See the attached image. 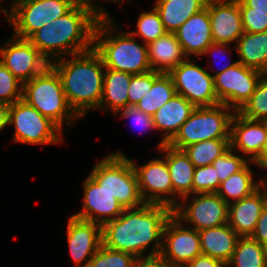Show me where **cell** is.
I'll return each mask as SVG.
<instances>
[{
  "label": "cell",
  "mask_w": 267,
  "mask_h": 267,
  "mask_svg": "<svg viewBox=\"0 0 267 267\" xmlns=\"http://www.w3.org/2000/svg\"><path fill=\"white\" fill-rule=\"evenodd\" d=\"M227 267H267V248L251 237H240Z\"/></svg>",
  "instance_id": "cell-31"
},
{
  "label": "cell",
  "mask_w": 267,
  "mask_h": 267,
  "mask_svg": "<svg viewBox=\"0 0 267 267\" xmlns=\"http://www.w3.org/2000/svg\"><path fill=\"white\" fill-rule=\"evenodd\" d=\"M159 151L167 162L173 187V208L179 200L193 194L195 167L183 150L165 144Z\"/></svg>",
  "instance_id": "cell-22"
},
{
  "label": "cell",
  "mask_w": 267,
  "mask_h": 267,
  "mask_svg": "<svg viewBox=\"0 0 267 267\" xmlns=\"http://www.w3.org/2000/svg\"><path fill=\"white\" fill-rule=\"evenodd\" d=\"M207 0H155L166 32L174 33L189 17L205 8Z\"/></svg>",
  "instance_id": "cell-26"
},
{
  "label": "cell",
  "mask_w": 267,
  "mask_h": 267,
  "mask_svg": "<svg viewBox=\"0 0 267 267\" xmlns=\"http://www.w3.org/2000/svg\"><path fill=\"white\" fill-rule=\"evenodd\" d=\"M70 57L56 59L50 65L61 78L67 102L82 119L100 106L105 67L93 48Z\"/></svg>",
  "instance_id": "cell-3"
},
{
  "label": "cell",
  "mask_w": 267,
  "mask_h": 267,
  "mask_svg": "<svg viewBox=\"0 0 267 267\" xmlns=\"http://www.w3.org/2000/svg\"><path fill=\"white\" fill-rule=\"evenodd\" d=\"M8 125L14 126V143L55 145L63 142V131L22 99L10 105Z\"/></svg>",
  "instance_id": "cell-8"
},
{
  "label": "cell",
  "mask_w": 267,
  "mask_h": 267,
  "mask_svg": "<svg viewBox=\"0 0 267 267\" xmlns=\"http://www.w3.org/2000/svg\"><path fill=\"white\" fill-rule=\"evenodd\" d=\"M261 186L264 188V190L266 191V194H267V178L262 179Z\"/></svg>",
  "instance_id": "cell-52"
},
{
  "label": "cell",
  "mask_w": 267,
  "mask_h": 267,
  "mask_svg": "<svg viewBox=\"0 0 267 267\" xmlns=\"http://www.w3.org/2000/svg\"><path fill=\"white\" fill-rule=\"evenodd\" d=\"M82 210L72 216L81 220L103 225L120 216L124 208L103 186L90 175L83 181Z\"/></svg>",
  "instance_id": "cell-16"
},
{
  "label": "cell",
  "mask_w": 267,
  "mask_h": 267,
  "mask_svg": "<svg viewBox=\"0 0 267 267\" xmlns=\"http://www.w3.org/2000/svg\"><path fill=\"white\" fill-rule=\"evenodd\" d=\"M201 254L199 232L172 214L163 230L162 249L158 257L167 267H184Z\"/></svg>",
  "instance_id": "cell-12"
},
{
  "label": "cell",
  "mask_w": 267,
  "mask_h": 267,
  "mask_svg": "<svg viewBox=\"0 0 267 267\" xmlns=\"http://www.w3.org/2000/svg\"><path fill=\"white\" fill-rule=\"evenodd\" d=\"M176 95L171 76L153 70L151 90L138 102L136 107L146 114L153 116L165 103Z\"/></svg>",
  "instance_id": "cell-30"
},
{
  "label": "cell",
  "mask_w": 267,
  "mask_h": 267,
  "mask_svg": "<svg viewBox=\"0 0 267 267\" xmlns=\"http://www.w3.org/2000/svg\"><path fill=\"white\" fill-rule=\"evenodd\" d=\"M119 114L121 115L120 117L123 119H131L135 128L138 126L139 128L141 127V129L145 131L156 129L153 121V116L146 114L143 111H140L134 105H127L123 109L118 110L114 114V116L116 117Z\"/></svg>",
  "instance_id": "cell-41"
},
{
  "label": "cell",
  "mask_w": 267,
  "mask_h": 267,
  "mask_svg": "<svg viewBox=\"0 0 267 267\" xmlns=\"http://www.w3.org/2000/svg\"><path fill=\"white\" fill-rule=\"evenodd\" d=\"M172 214L173 209L162 204L145 203L124 209L120 216L102 225V244L115 251L131 253L136 258L158 257L163 230ZM150 246H153L151 250Z\"/></svg>",
  "instance_id": "cell-1"
},
{
  "label": "cell",
  "mask_w": 267,
  "mask_h": 267,
  "mask_svg": "<svg viewBox=\"0 0 267 267\" xmlns=\"http://www.w3.org/2000/svg\"><path fill=\"white\" fill-rule=\"evenodd\" d=\"M231 44H228V43H215L213 42L204 52V55H213L218 53V55L220 56V54L222 55H226L228 53V51L232 52V49H231ZM229 61V60H228ZM239 62L238 60L237 61H233V62H228L226 64V66H223L222 68H219L216 70L215 74H212L211 75L214 77L215 75L219 74V73H222L223 71L227 70L228 68H231L235 65H237Z\"/></svg>",
  "instance_id": "cell-42"
},
{
  "label": "cell",
  "mask_w": 267,
  "mask_h": 267,
  "mask_svg": "<svg viewBox=\"0 0 267 267\" xmlns=\"http://www.w3.org/2000/svg\"><path fill=\"white\" fill-rule=\"evenodd\" d=\"M136 259L131 253L115 251L102 244L87 267H131Z\"/></svg>",
  "instance_id": "cell-35"
},
{
  "label": "cell",
  "mask_w": 267,
  "mask_h": 267,
  "mask_svg": "<svg viewBox=\"0 0 267 267\" xmlns=\"http://www.w3.org/2000/svg\"><path fill=\"white\" fill-rule=\"evenodd\" d=\"M235 111L224 104L196 107L176 135L167 143L182 150L189 145L211 139H230Z\"/></svg>",
  "instance_id": "cell-7"
},
{
  "label": "cell",
  "mask_w": 267,
  "mask_h": 267,
  "mask_svg": "<svg viewBox=\"0 0 267 267\" xmlns=\"http://www.w3.org/2000/svg\"><path fill=\"white\" fill-rule=\"evenodd\" d=\"M24 0H13L11 3V5H10V8L9 9H1L2 10V13L3 14H5V19H6V22L8 21V18H9V14H10V10L12 9V8H14L18 3H20V2H23ZM1 2H2V0H1Z\"/></svg>",
  "instance_id": "cell-49"
},
{
  "label": "cell",
  "mask_w": 267,
  "mask_h": 267,
  "mask_svg": "<svg viewBox=\"0 0 267 267\" xmlns=\"http://www.w3.org/2000/svg\"><path fill=\"white\" fill-rule=\"evenodd\" d=\"M266 134L267 121L247 119L235 112L231 121L230 147L257 166Z\"/></svg>",
  "instance_id": "cell-17"
},
{
  "label": "cell",
  "mask_w": 267,
  "mask_h": 267,
  "mask_svg": "<svg viewBox=\"0 0 267 267\" xmlns=\"http://www.w3.org/2000/svg\"><path fill=\"white\" fill-rule=\"evenodd\" d=\"M75 4L74 0H24L10 10L7 22L13 27L14 36L28 39L45 24L63 16Z\"/></svg>",
  "instance_id": "cell-9"
},
{
  "label": "cell",
  "mask_w": 267,
  "mask_h": 267,
  "mask_svg": "<svg viewBox=\"0 0 267 267\" xmlns=\"http://www.w3.org/2000/svg\"><path fill=\"white\" fill-rule=\"evenodd\" d=\"M76 3H81V4H85V5H89L92 8H94L95 10H97L102 16H109L108 12H106V8H104L102 5L100 6V4H96L97 1L100 0H74ZM102 1V0H101ZM103 1H110V0H103ZM114 3H118L117 5H122L120 0H111ZM96 2V3H95Z\"/></svg>",
  "instance_id": "cell-47"
},
{
  "label": "cell",
  "mask_w": 267,
  "mask_h": 267,
  "mask_svg": "<svg viewBox=\"0 0 267 267\" xmlns=\"http://www.w3.org/2000/svg\"><path fill=\"white\" fill-rule=\"evenodd\" d=\"M233 47L239 56V63L267 73V31L244 32Z\"/></svg>",
  "instance_id": "cell-27"
},
{
  "label": "cell",
  "mask_w": 267,
  "mask_h": 267,
  "mask_svg": "<svg viewBox=\"0 0 267 267\" xmlns=\"http://www.w3.org/2000/svg\"><path fill=\"white\" fill-rule=\"evenodd\" d=\"M89 175L116 198L124 209L145 204L131 160L124 152H112L96 161Z\"/></svg>",
  "instance_id": "cell-6"
},
{
  "label": "cell",
  "mask_w": 267,
  "mask_h": 267,
  "mask_svg": "<svg viewBox=\"0 0 267 267\" xmlns=\"http://www.w3.org/2000/svg\"><path fill=\"white\" fill-rule=\"evenodd\" d=\"M240 12L244 32L267 31V12L252 11V8H240Z\"/></svg>",
  "instance_id": "cell-40"
},
{
  "label": "cell",
  "mask_w": 267,
  "mask_h": 267,
  "mask_svg": "<svg viewBox=\"0 0 267 267\" xmlns=\"http://www.w3.org/2000/svg\"><path fill=\"white\" fill-rule=\"evenodd\" d=\"M239 8H252V11L267 12V0H238Z\"/></svg>",
  "instance_id": "cell-46"
},
{
  "label": "cell",
  "mask_w": 267,
  "mask_h": 267,
  "mask_svg": "<svg viewBox=\"0 0 267 267\" xmlns=\"http://www.w3.org/2000/svg\"><path fill=\"white\" fill-rule=\"evenodd\" d=\"M267 156V134H266V140L264 141V144L262 146V151L260 153V162Z\"/></svg>",
  "instance_id": "cell-50"
},
{
  "label": "cell",
  "mask_w": 267,
  "mask_h": 267,
  "mask_svg": "<svg viewBox=\"0 0 267 267\" xmlns=\"http://www.w3.org/2000/svg\"><path fill=\"white\" fill-rule=\"evenodd\" d=\"M101 17L91 6L76 3L63 16L35 31L28 40L49 63L80 54L93 48L94 31Z\"/></svg>",
  "instance_id": "cell-2"
},
{
  "label": "cell",
  "mask_w": 267,
  "mask_h": 267,
  "mask_svg": "<svg viewBox=\"0 0 267 267\" xmlns=\"http://www.w3.org/2000/svg\"><path fill=\"white\" fill-rule=\"evenodd\" d=\"M22 100L49 118L62 131L81 119L70 107L59 74L49 65L42 73L23 83ZM66 121V122H65Z\"/></svg>",
  "instance_id": "cell-5"
},
{
  "label": "cell",
  "mask_w": 267,
  "mask_h": 267,
  "mask_svg": "<svg viewBox=\"0 0 267 267\" xmlns=\"http://www.w3.org/2000/svg\"><path fill=\"white\" fill-rule=\"evenodd\" d=\"M229 148L230 139H211L189 145L182 150L196 168L211 165Z\"/></svg>",
  "instance_id": "cell-32"
},
{
  "label": "cell",
  "mask_w": 267,
  "mask_h": 267,
  "mask_svg": "<svg viewBox=\"0 0 267 267\" xmlns=\"http://www.w3.org/2000/svg\"><path fill=\"white\" fill-rule=\"evenodd\" d=\"M179 201L173 215L188 227L199 231L228 223V204L217 193L192 194Z\"/></svg>",
  "instance_id": "cell-11"
},
{
  "label": "cell",
  "mask_w": 267,
  "mask_h": 267,
  "mask_svg": "<svg viewBox=\"0 0 267 267\" xmlns=\"http://www.w3.org/2000/svg\"><path fill=\"white\" fill-rule=\"evenodd\" d=\"M251 238L267 248V203L263 207Z\"/></svg>",
  "instance_id": "cell-43"
},
{
  "label": "cell",
  "mask_w": 267,
  "mask_h": 267,
  "mask_svg": "<svg viewBox=\"0 0 267 267\" xmlns=\"http://www.w3.org/2000/svg\"><path fill=\"white\" fill-rule=\"evenodd\" d=\"M67 242L76 267H87L102 245V225L73 217L68 218Z\"/></svg>",
  "instance_id": "cell-18"
},
{
  "label": "cell",
  "mask_w": 267,
  "mask_h": 267,
  "mask_svg": "<svg viewBox=\"0 0 267 267\" xmlns=\"http://www.w3.org/2000/svg\"><path fill=\"white\" fill-rule=\"evenodd\" d=\"M262 74L238 63L215 75L214 88L218 101L238 112L254 93Z\"/></svg>",
  "instance_id": "cell-13"
},
{
  "label": "cell",
  "mask_w": 267,
  "mask_h": 267,
  "mask_svg": "<svg viewBox=\"0 0 267 267\" xmlns=\"http://www.w3.org/2000/svg\"><path fill=\"white\" fill-rule=\"evenodd\" d=\"M256 167L267 170V156ZM266 178H267V174L265 177L263 176V178L260 177V181Z\"/></svg>",
  "instance_id": "cell-51"
},
{
  "label": "cell",
  "mask_w": 267,
  "mask_h": 267,
  "mask_svg": "<svg viewBox=\"0 0 267 267\" xmlns=\"http://www.w3.org/2000/svg\"><path fill=\"white\" fill-rule=\"evenodd\" d=\"M136 29L128 32L134 37L141 38L145 44L156 40L166 33L159 13L154 7L150 11L139 14Z\"/></svg>",
  "instance_id": "cell-34"
},
{
  "label": "cell",
  "mask_w": 267,
  "mask_h": 267,
  "mask_svg": "<svg viewBox=\"0 0 267 267\" xmlns=\"http://www.w3.org/2000/svg\"><path fill=\"white\" fill-rule=\"evenodd\" d=\"M196 107L183 96L176 94L153 115L156 130L162 132V140L158 143L157 150L167 144L186 122Z\"/></svg>",
  "instance_id": "cell-23"
},
{
  "label": "cell",
  "mask_w": 267,
  "mask_h": 267,
  "mask_svg": "<svg viewBox=\"0 0 267 267\" xmlns=\"http://www.w3.org/2000/svg\"><path fill=\"white\" fill-rule=\"evenodd\" d=\"M174 33L187 58H200L204 55L205 50L213 43L208 0L204 9L189 17Z\"/></svg>",
  "instance_id": "cell-20"
},
{
  "label": "cell",
  "mask_w": 267,
  "mask_h": 267,
  "mask_svg": "<svg viewBox=\"0 0 267 267\" xmlns=\"http://www.w3.org/2000/svg\"><path fill=\"white\" fill-rule=\"evenodd\" d=\"M248 163L249 161L245 157L237 154V152L230 147L225 153L218 157L212 165L215 168L220 183H222L232 174L242 170Z\"/></svg>",
  "instance_id": "cell-36"
},
{
  "label": "cell",
  "mask_w": 267,
  "mask_h": 267,
  "mask_svg": "<svg viewBox=\"0 0 267 267\" xmlns=\"http://www.w3.org/2000/svg\"><path fill=\"white\" fill-rule=\"evenodd\" d=\"M184 267H227L221 260L206 255H199Z\"/></svg>",
  "instance_id": "cell-44"
},
{
  "label": "cell",
  "mask_w": 267,
  "mask_h": 267,
  "mask_svg": "<svg viewBox=\"0 0 267 267\" xmlns=\"http://www.w3.org/2000/svg\"><path fill=\"white\" fill-rule=\"evenodd\" d=\"M220 185L213 165L196 167L193 176V194L216 193Z\"/></svg>",
  "instance_id": "cell-38"
},
{
  "label": "cell",
  "mask_w": 267,
  "mask_h": 267,
  "mask_svg": "<svg viewBox=\"0 0 267 267\" xmlns=\"http://www.w3.org/2000/svg\"><path fill=\"white\" fill-rule=\"evenodd\" d=\"M135 170L145 203L162 204L173 209V187L167 162L163 156L138 165L129 158Z\"/></svg>",
  "instance_id": "cell-15"
},
{
  "label": "cell",
  "mask_w": 267,
  "mask_h": 267,
  "mask_svg": "<svg viewBox=\"0 0 267 267\" xmlns=\"http://www.w3.org/2000/svg\"><path fill=\"white\" fill-rule=\"evenodd\" d=\"M122 27L111 15L102 16L96 25L93 49L102 58L104 67L133 75L151 71L147 44L137 43L128 31L119 32Z\"/></svg>",
  "instance_id": "cell-4"
},
{
  "label": "cell",
  "mask_w": 267,
  "mask_h": 267,
  "mask_svg": "<svg viewBox=\"0 0 267 267\" xmlns=\"http://www.w3.org/2000/svg\"><path fill=\"white\" fill-rule=\"evenodd\" d=\"M198 232L202 254L227 264L240 236L228 224L205 228Z\"/></svg>",
  "instance_id": "cell-25"
},
{
  "label": "cell",
  "mask_w": 267,
  "mask_h": 267,
  "mask_svg": "<svg viewBox=\"0 0 267 267\" xmlns=\"http://www.w3.org/2000/svg\"><path fill=\"white\" fill-rule=\"evenodd\" d=\"M238 113L247 119L267 121V73L262 74L254 93Z\"/></svg>",
  "instance_id": "cell-33"
},
{
  "label": "cell",
  "mask_w": 267,
  "mask_h": 267,
  "mask_svg": "<svg viewBox=\"0 0 267 267\" xmlns=\"http://www.w3.org/2000/svg\"><path fill=\"white\" fill-rule=\"evenodd\" d=\"M23 84L0 62V102L14 104L22 99Z\"/></svg>",
  "instance_id": "cell-37"
},
{
  "label": "cell",
  "mask_w": 267,
  "mask_h": 267,
  "mask_svg": "<svg viewBox=\"0 0 267 267\" xmlns=\"http://www.w3.org/2000/svg\"><path fill=\"white\" fill-rule=\"evenodd\" d=\"M131 267H167L159 257L137 258Z\"/></svg>",
  "instance_id": "cell-45"
},
{
  "label": "cell",
  "mask_w": 267,
  "mask_h": 267,
  "mask_svg": "<svg viewBox=\"0 0 267 267\" xmlns=\"http://www.w3.org/2000/svg\"><path fill=\"white\" fill-rule=\"evenodd\" d=\"M174 83L176 94L183 96L195 107L219 105L214 88V77L193 59L186 58L168 73Z\"/></svg>",
  "instance_id": "cell-10"
},
{
  "label": "cell",
  "mask_w": 267,
  "mask_h": 267,
  "mask_svg": "<svg viewBox=\"0 0 267 267\" xmlns=\"http://www.w3.org/2000/svg\"><path fill=\"white\" fill-rule=\"evenodd\" d=\"M208 14L215 43H237L244 33L238 0H208Z\"/></svg>",
  "instance_id": "cell-19"
},
{
  "label": "cell",
  "mask_w": 267,
  "mask_h": 267,
  "mask_svg": "<svg viewBox=\"0 0 267 267\" xmlns=\"http://www.w3.org/2000/svg\"><path fill=\"white\" fill-rule=\"evenodd\" d=\"M266 203V191L260 186L251 195L228 205L227 224L240 237H251Z\"/></svg>",
  "instance_id": "cell-21"
},
{
  "label": "cell",
  "mask_w": 267,
  "mask_h": 267,
  "mask_svg": "<svg viewBox=\"0 0 267 267\" xmlns=\"http://www.w3.org/2000/svg\"><path fill=\"white\" fill-rule=\"evenodd\" d=\"M10 105L0 102V131L8 126Z\"/></svg>",
  "instance_id": "cell-48"
},
{
  "label": "cell",
  "mask_w": 267,
  "mask_h": 267,
  "mask_svg": "<svg viewBox=\"0 0 267 267\" xmlns=\"http://www.w3.org/2000/svg\"><path fill=\"white\" fill-rule=\"evenodd\" d=\"M147 47L151 69L160 73H169L187 58L175 33L166 32Z\"/></svg>",
  "instance_id": "cell-24"
},
{
  "label": "cell",
  "mask_w": 267,
  "mask_h": 267,
  "mask_svg": "<svg viewBox=\"0 0 267 267\" xmlns=\"http://www.w3.org/2000/svg\"><path fill=\"white\" fill-rule=\"evenodd\" d=\"M4 43L0 46V62L22 84L42 73L50 65L28 39L13 35Z\"/></svg>",
  "instance_id": "cell-14"
},
{
  "label": "cell",
  "mask_w": 267,
  "mask_h": 267,
  "mask_svg": "<svg viewBox=\"0 0 267 267\" xmlns=\"http://www.w3.org/2000/svg\"><path fill=\"white\" fill-rule=\"evenodd\" d=\"M131 74L105 68L103 94L98 109L111 111L113 115L128 105Z\"/></svg>",
  "instance_id": "cell-28"
},
{
  "label": "cell",
  "mask_w": 267,
  "mask_h": 267,
  "mask_svg": "<svg viewBox=\"0 0 267 267\" xmlns=\"http://www.w3.org/2000/svg\"><path fill=\"white\" fill-rule=\"evenodd\" d=\"M249 162L242 170L229 176L220 183L217 194L229 205L239 201L256 191L261 186V181H254V171Z\"/></svg>",
  "instance_id": "cell-29"
},
{
  "label": "cell",
  "mask_w": 267,
  "mask_h": 267,
  "mask_svg": "<svg viewBox=\"0 0 267 267\" xmlns=\"http://www.w3.org/2000/svg\"><path fill=\"white\" fill-rule=\"evenodd\" d=\"M152 84L153 70L144 74H131V81L128 88V105L136 106L151 90Z\"/></svg>",
  "instance_id": "cell-39"
}]
</instances>
